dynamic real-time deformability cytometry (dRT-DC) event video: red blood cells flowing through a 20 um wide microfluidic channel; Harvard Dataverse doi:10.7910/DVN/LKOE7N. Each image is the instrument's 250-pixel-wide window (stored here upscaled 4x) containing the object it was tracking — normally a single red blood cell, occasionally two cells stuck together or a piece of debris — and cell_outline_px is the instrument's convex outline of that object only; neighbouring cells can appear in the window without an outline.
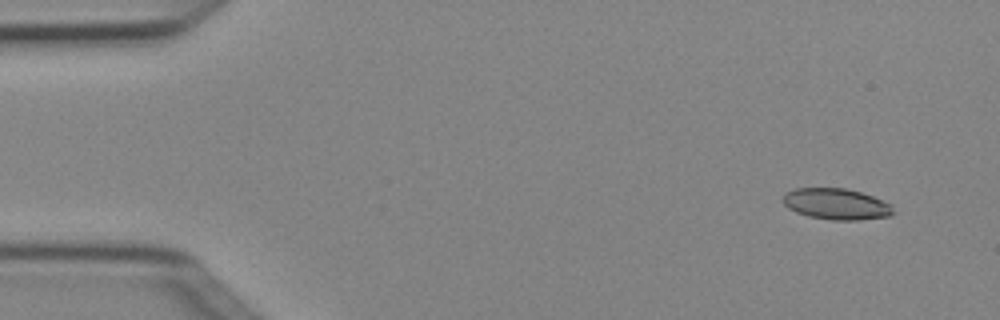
{"species": "Egyptian fruit bat (a non-hibernating species)", "species_latin": "Rousettus aegyptiacus", "temperature_condition": "cold", "stored_images_in_passage": 3, "camera_frame_rate_fps": 3000, "um_per_image_px": 0.085, "animal": {"sex": "female"}, "frame": {"image": 1, "passage_image": 1, "time_ms": 0.0, "image_size_px": [1000, 320], "cell_outline_px": [[892, 216], [860, 220], [832, 220], [808, 216], [796, 212], [788, 208], [784, 204], [784, 192], [796, 188], [844, 188], [860, 192], [872, 196], [892, 204]], "centroid_in_image_um": [71.09, 17.34], "position_along_channel_um": 13.9, "area_um2": 20.0}}
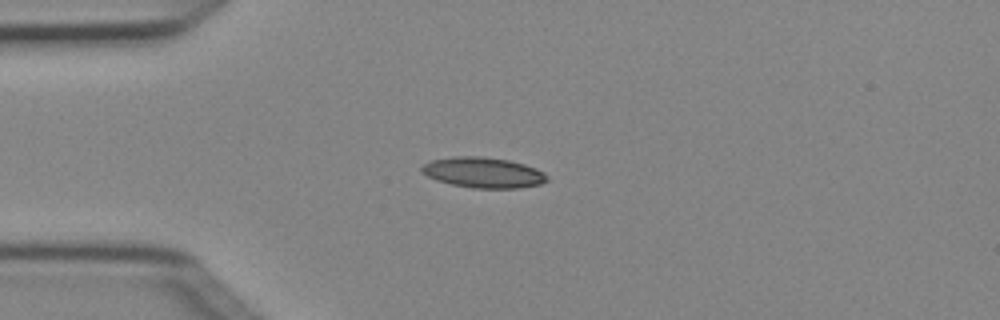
{"frame": {"image": 2, "passage_image": 3, "time_ms": 0.667, "image_size_px": [1000, 320], "cell_outline_px": [[548, 180], [540, 184], [520, 188], [472, 188], [452, 184], [436, 180], [420, 172], [420, 168], [424, 164], [432, 160], [452, 156], [480, 156], [508, 160], [524, 164], [536, 168], [544, 172], [548, 176]], "centroid_in_image_um": [41.08, 14.66], "position_along_channel_um": 43.9, "area_um2": 22.37}}